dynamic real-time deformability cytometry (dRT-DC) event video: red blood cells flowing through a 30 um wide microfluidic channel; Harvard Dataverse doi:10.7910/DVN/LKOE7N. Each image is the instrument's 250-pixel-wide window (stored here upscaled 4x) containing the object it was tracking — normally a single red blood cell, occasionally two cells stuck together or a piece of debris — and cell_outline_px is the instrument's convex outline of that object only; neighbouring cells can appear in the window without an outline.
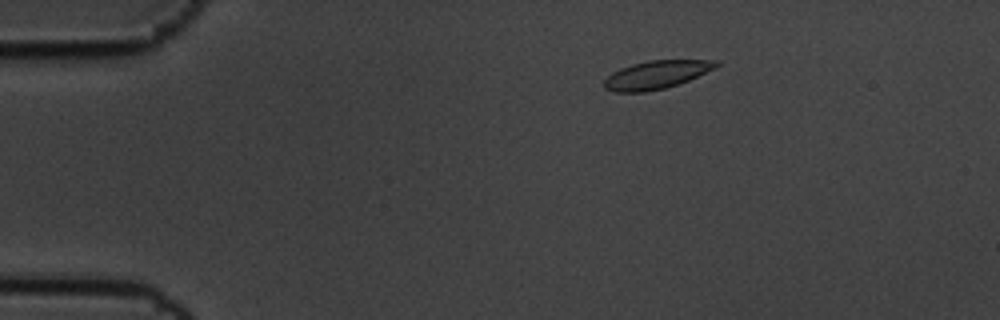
{"species": "common noctule bat (a hibernating species)", "species_latin": "Nyctalus noctula", "temperature_condition": "cold", "stored_images_in_passage": 5, "camera_frame_rate_fps": 3000, "um_per_image_px": 0.085, "animal": {"sex": "male", "body_mass_g": 19.5, "forearm_length_mm": 54.6}, "frame": {"image": 1, "passage_image": 3, "time_ms": 0.667, "image_size_px": [1000, 320], "cell_outline_px": [[720, 64], [716, 68], [688, 80], [664, 88], [644, 92], [612, 92], [604, 88], [604, 80], [612, 72], [620, 68], [632, 64], [648, 60], [720, 60]], "centroid_in_image_um": [55.78, 6.34], "position_along_channel_um": 29.2, "area_um2": 18.38}}